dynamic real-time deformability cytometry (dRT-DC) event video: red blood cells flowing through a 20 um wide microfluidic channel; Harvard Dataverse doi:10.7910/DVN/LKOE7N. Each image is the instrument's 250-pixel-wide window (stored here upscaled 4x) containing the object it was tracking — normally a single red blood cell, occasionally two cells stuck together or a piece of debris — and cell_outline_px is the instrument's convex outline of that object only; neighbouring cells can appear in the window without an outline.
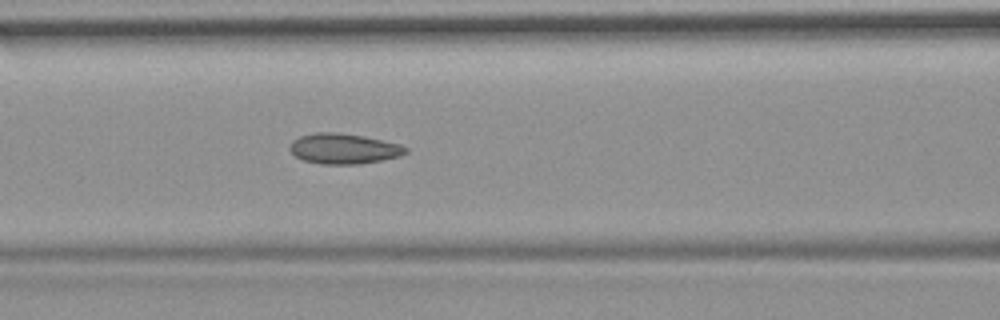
{"species": "common noctule bat (a hibernating species)", "species_latin": "Nyctalus noctula", "temperature_condition": "room temperature", "stored_images_in_passage": 36, "camera_frame_rate_fps": 3000, "um_per_image_px": 0.085, "animal": {"sex": "female", "body_mass_g": 19.9}, "frame": {"image": 1, "passage_image": 11, "time_ms": 3.333, "image_size_px": [1000, 320], "cell_outline_px": [[408, 152], [400, 156], [360, 164], [320, 164], [304, 160], [296, 156], [288, 148], [292, 140], [300, 136], [316, 132], [336, 132], [364, 136], [400, 144], [408, 148]], "centroid_in_image_um": [29.21, 12.63], "position_along_channel_um": 137.4, "area_um2": 20.52}}